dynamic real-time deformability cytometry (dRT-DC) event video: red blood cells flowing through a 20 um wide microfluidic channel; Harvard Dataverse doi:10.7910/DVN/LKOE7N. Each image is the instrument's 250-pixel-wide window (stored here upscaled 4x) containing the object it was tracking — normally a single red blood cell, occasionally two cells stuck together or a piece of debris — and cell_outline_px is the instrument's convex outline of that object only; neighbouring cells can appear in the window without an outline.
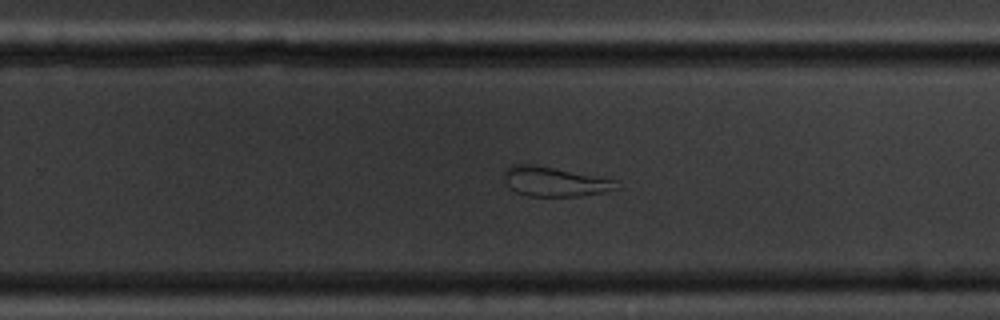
{"species": "common noctule bat (a hibernating species)", "species_latin": "Nyctalus noctula", "temperature_condition": "cold", "stored_images_in_passage": 53, "camera_frame_rate_fps": 3000, "um_per_image_px": 0.085, "animal": {"sex": "male", "body_mass_g": 20.1, "forearm_length_mm": 53.5}, "frame": {"image": 1, "passage_image": 32, "time_ms": 10.333, "image_size_px": [1000, 320], "cell_outline_px": [[620, 188], [604, 192], [580, 196], [528, 196], [516, 192], [504, 184], [504, 172], [512, 164], [532, 164], [612, 180]], "centroid_in_image_um": [47.05, 15.46], "position_along_channel_um": 282.8, "area_um2": 18.9}}
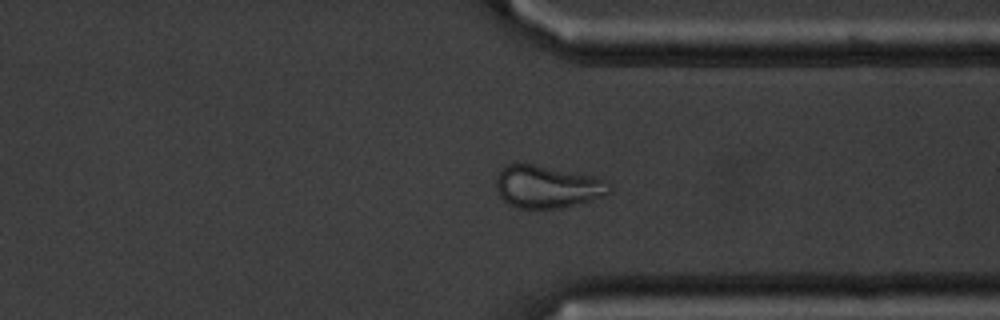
{"frame": {"image": 2, "passage_image": 39, "time_ms": 12.667, "image_size_px": [1000, 320], "cell_outline_px": [[612, 192], [604, 196], [560, 208], [516, 208], [508, 204], [496, 192], [496, 176], [500, 168], [504, 164], [532, 164], [592, 176], [604, 180], [612, 188]], "centroid_in_image_um": [46.46, 15.87], "position_along_channel_um": 364.9, "area_um2": 27.92}}
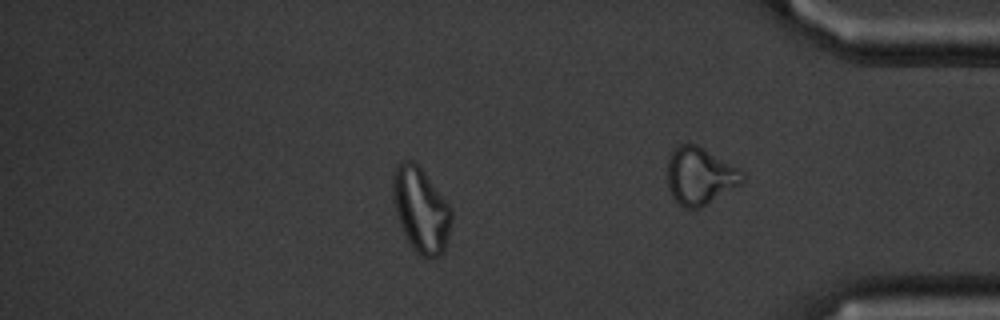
{"frame": {"image": 3, "passage_image": 45, "time_ms": 14.667, "image_size_px": [1000, 320], "cell_outline_px": [[452, 220], [448, 236], [444, 248], [432, 260], [428, 260], [420, 256], [412, 248], [400, 224], [392, 200], [392, 172], [396, 164], [400, 160], [412, 160], [424, 172], [452, 208]], "centroid_in_image_um": [35.75, 17.82], "position_along_channel_um": 399.5, "area_um2": 29.07}, "authors_computed_cell_mechanics": {"area_um2": 26.9926, "velocity_mm_per_s": 3.5524, "shape_relaxation_time_tau1_ms": null, "shape_relaxation_time_tau2_ms": 3.8782, "deformation_change_tau1": null, "deformation_change_tau2": 0.0792}}